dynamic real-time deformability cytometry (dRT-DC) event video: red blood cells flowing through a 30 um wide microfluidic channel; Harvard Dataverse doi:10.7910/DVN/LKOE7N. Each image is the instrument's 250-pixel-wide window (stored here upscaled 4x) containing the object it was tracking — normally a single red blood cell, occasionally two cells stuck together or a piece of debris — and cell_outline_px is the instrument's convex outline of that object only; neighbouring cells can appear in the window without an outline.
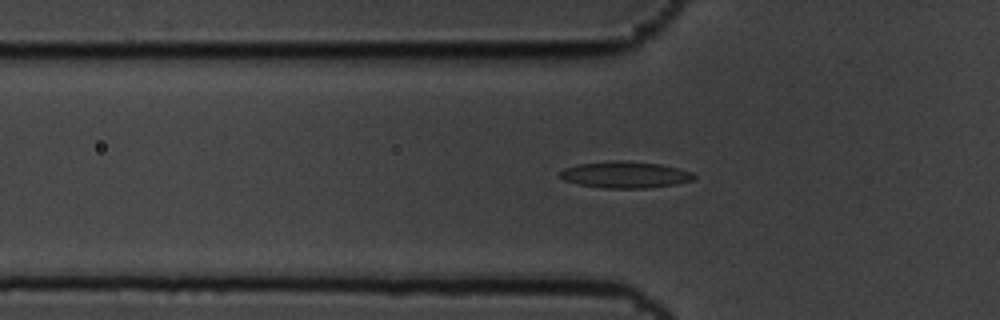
{"species": "common noctule bat (a hibernating species)", "species_latin": "Nyctalus noctula", "temperature_condition": "cold", "stored_images_in_passage": 54, "camera_frame_rate_fps": 3000, "um_per_image_px": 0.085, "animal": {"sex": "male", "body_mass_g": 19.5, "forearm_length_mm": 54.6}, "frame": {"image": 1, "passage_image": 19, "time_ms": 6.0, "image_size_px": [1000, 320], "cell_outline_px": [[696, 176], [692, 180], [676, 184], [648, 188], [600, 188], [576, 184], [564, 180], [560, 176], [560, 172], [564, 168], [580, 164], [612, 160], [620, 160], [660, 164], [692, 172]], "centroid_in_image_um": [53.11, 14.86], "position_along_channel_um": 72.7, "area_um2": 20.69}}
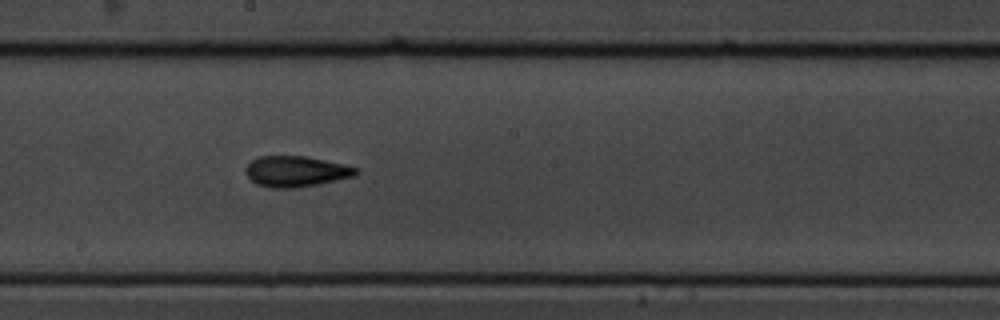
{"frame": {"image": 2, "passage_image": 32, "time_ms": 10.333, "image_size_px": [1000, 320], "cell_outline_px": [[360, 172], [356, 176], [320, 184], [296, 188], [268, 188], [256, 184], [244, 172], [244, 168], [252, 160], [260, 156], [304, 156], [344, 164], [360, 168]], "centroid_in_image_um": [25.18, 14.58], "position_along_channel_um": 223.0, "area_um2": 20.06}}
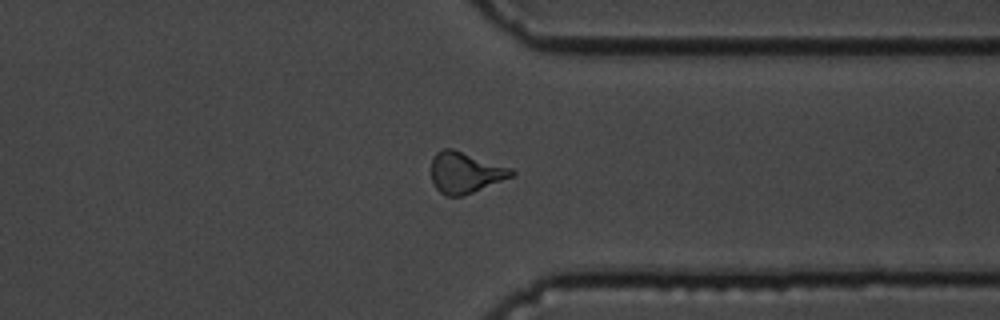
{"frame": {"image": 3, "passage_image": 45, "time_ms": 14.667, "image_size_px": [1000, 320], "cell_outline_px": [[516, 172], [512, 176], [464, 196], [444, 196], [436, 188], [432, 180], [432, 156], [436, 152], [444, 148], [452, 148], [512, 168]], "centroid_in_image_um": [39.53, 14.67], "position_along_channel_um": 371.9, "area_um2": 19.19}}